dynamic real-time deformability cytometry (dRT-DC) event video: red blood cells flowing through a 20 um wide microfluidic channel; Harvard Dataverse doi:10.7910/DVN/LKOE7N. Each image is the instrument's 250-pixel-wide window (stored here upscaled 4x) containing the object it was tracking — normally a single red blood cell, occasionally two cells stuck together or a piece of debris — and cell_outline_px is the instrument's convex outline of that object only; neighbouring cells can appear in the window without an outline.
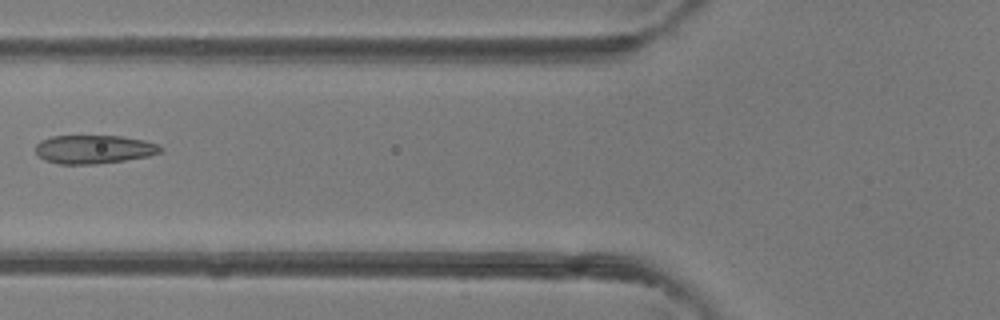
{"species": "common noctule bat (a hibernating species)", "species_latin": "Nyctalus noctula", "temperature_condition": "room temperature", "stored_images_in_passage": 4, "camera_frame_rate_fps": 3000, "um_per_image_px": 0.085, "animal": {"sex": "female"}, "frame": {"image": 1, "passage_image": 4, "time_ms": 3.333, "image_size_px": [1000, 320], "cell_outline_px": [[164, 152], [148, 156], [124, 160], [96, 164], [60, 164], [44, 160], [36, 152], [36, 144], [40, 140], [52, 136], [124, 136], [144, 140], [160, 144], [164, 148]], "centroid_in_image_um": [8.03, 12.68], "position_along_channel_um": 117.8, "area_um2": 20.98}}